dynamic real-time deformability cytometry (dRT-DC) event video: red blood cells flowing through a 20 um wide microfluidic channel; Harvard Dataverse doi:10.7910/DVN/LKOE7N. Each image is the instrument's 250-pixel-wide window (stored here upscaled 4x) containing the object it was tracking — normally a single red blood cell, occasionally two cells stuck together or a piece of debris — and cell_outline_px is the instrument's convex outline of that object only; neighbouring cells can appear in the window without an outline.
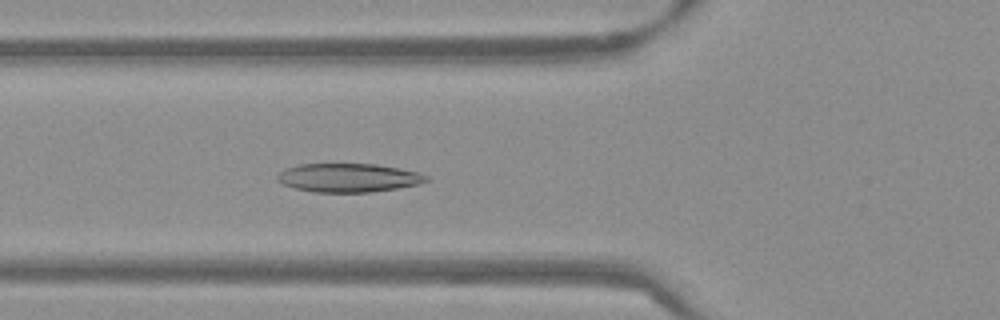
{"species": "Egyptian fruit bat (a non-hibernating species)", "species_latin": "Rousettus aegyptiacus", "temperature_condition": "warm", "stored_images_in_passage": 54, "camera_frame_rate_fps": 3000, "um_per_image_px": 0.085, "frame": {"image": 1, "passage_image": 20, "time_ms": 6.333, "image_size_px": [1000, 320], "cell_outline_px": [[428, 180], [420, 184], [372, 192], [312, 192], [296, 188], [284, 184], [276, 180], [276, 176], [284, 168], [300, 164], [376, 164], [400, 168], [420, 172], [428, 176]], "centroid_in_image_um": [29.63, 15.1], "position_along_channel_um": 96.2, "area_um2": 24.97}}
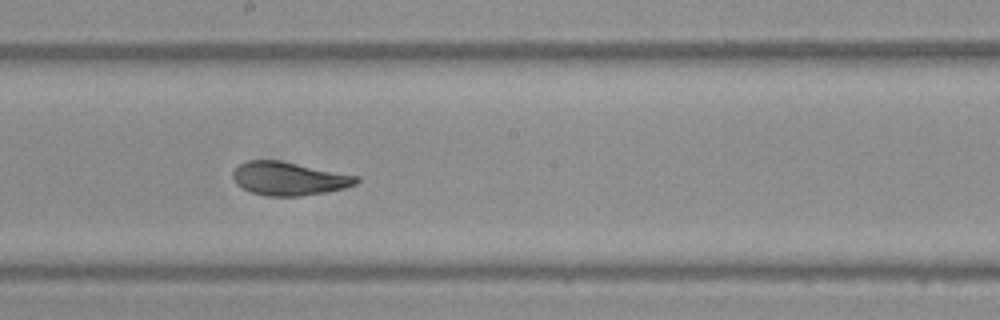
{"frame": {"image": 2, "passage_image": 30, "time_ms": 9.667, "image_size_px": [1000, 320], "cell_outline_px": [[360, 180], [356, 184], [344, 188], [324, 192], [300, 196], [268, 196], [252, 192], [236, 184], [232, 176], [232, 172], [240, 164], [248, 160], [280, 160], [360, 176]], "centroid_in_image_um": [24.58, 15.17], "position_along_channel_um": 223.6, "area_um2": 23.99}}
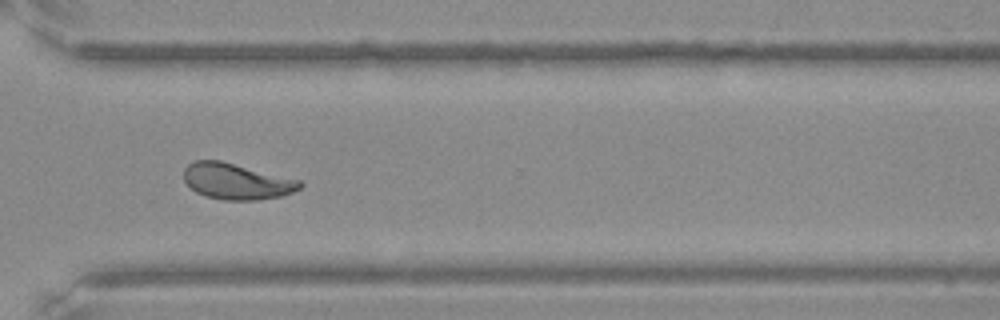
{"frame": {"image": 3, "passage_image": 40, "time_ms": 13.0, "image_size_px": [1000, 320], "cell_outline_px": [[304, 184], [300, 188], [292, 192], [280, 196], [256, 200], [224, 200], [204, 196], [196, 192], [184, 180], [184, 168], [188, 164], [196, 160], [220, 160], [300, 180]], "centroid_in_image_um": [20.1, 15.41], "position_along_channel_um": 350.5, "area_um2": 24.28}, "authors_computed_cell_mechanics": {"area_um2": 24.9118, "velocity_mm_per_s": 3.8036, "shape_relaxation_time_tau1_ms": 3.539, "shape_relaxation_time_tau2_ms": 1.3046, "deformation_change_tau1": 0.1431, "deformation_change_tau2": 0.068}}